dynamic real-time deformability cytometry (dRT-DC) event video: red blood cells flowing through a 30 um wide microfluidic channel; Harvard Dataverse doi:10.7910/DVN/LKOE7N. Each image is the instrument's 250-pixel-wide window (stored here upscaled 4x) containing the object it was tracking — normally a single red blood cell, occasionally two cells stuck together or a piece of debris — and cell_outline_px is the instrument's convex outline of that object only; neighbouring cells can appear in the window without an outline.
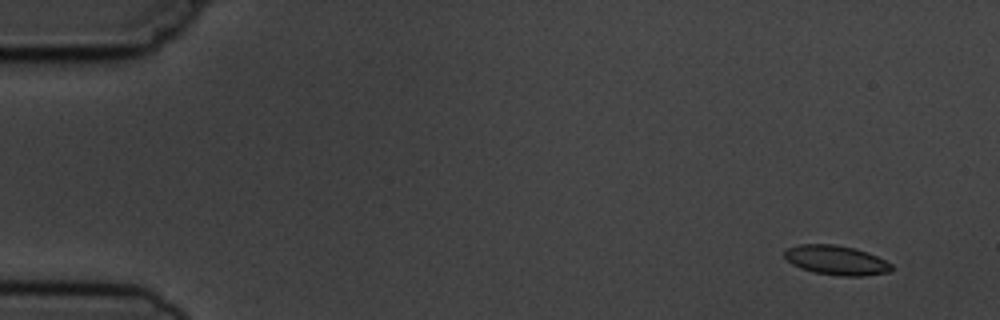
{"species": "common noctule bat (a hibernating species)", "species_latin": "Nyctalus noctula", "temperature_condition": "cold", "stored_images_in_passage": 3, "camera_frame_rate_fps": 3000, "um_per_image_px": 0.085, "animal": {"sex": "male", "body_mass_g": 19.5, "forearm_length_mm": 54.6}, "frame": {"image": 1, "passage_image": 1, "time_ms": 0.0, "image_size_px": [1000, 320], "cell_outline_px": [[892, 268], [888, 272], [864, 276], [840, 276], [812, 272], [800, 268], [792, 264], [784, 256], [784, 252], [788, 248], [800, 244], [836, 244], [856, 248], [868, 252], [892, 264]], "centroid_in_image_um": [71.07, 22.11], "position_along_channel_um": 13.9, "area_um2": 18.44}}